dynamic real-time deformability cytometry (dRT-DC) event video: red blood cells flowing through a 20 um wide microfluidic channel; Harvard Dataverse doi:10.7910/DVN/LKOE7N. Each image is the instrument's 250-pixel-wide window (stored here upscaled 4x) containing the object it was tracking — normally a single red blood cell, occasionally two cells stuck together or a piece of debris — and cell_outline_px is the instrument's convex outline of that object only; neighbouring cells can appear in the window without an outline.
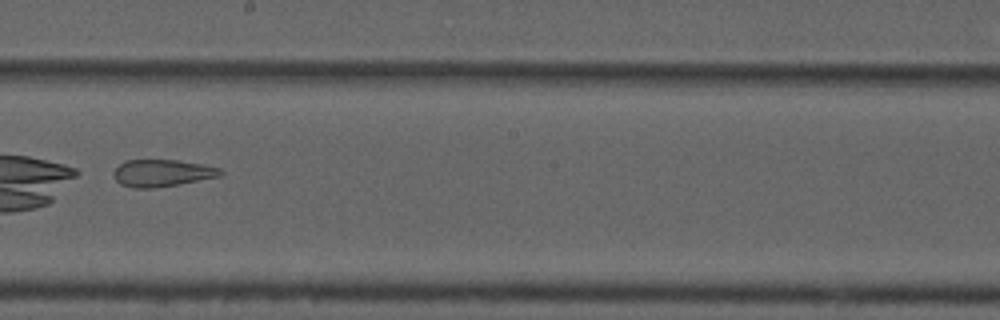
{"species": "common noctule bat (a hibernating species)", "species_latin": "Nyctalus noctula", "temperature_condition": "cold", "stored_images_in_passage": 53, "camera_frame_rate_fps": 3000, "um_per_image_px": 0.085, "animal": {"sex": "male", "forearm_length_mm": 52.5}, "frame": {"image": 1, "passage_image": 31, "time_ms": 10.0, "image_size_px": [1000, 320], "cell_outline_px": [[224, 172], [220, 176], [180, 184], [152, 188], [132, 188], [120, 184], [116, 180], [112, 172], [124, 160], [176, 160], [204, 164], [220, 168]], "centroid_in_image_um": [13.78, 14.71], "position_along_channel_um": 234.4, "area_um2": 16.94}}